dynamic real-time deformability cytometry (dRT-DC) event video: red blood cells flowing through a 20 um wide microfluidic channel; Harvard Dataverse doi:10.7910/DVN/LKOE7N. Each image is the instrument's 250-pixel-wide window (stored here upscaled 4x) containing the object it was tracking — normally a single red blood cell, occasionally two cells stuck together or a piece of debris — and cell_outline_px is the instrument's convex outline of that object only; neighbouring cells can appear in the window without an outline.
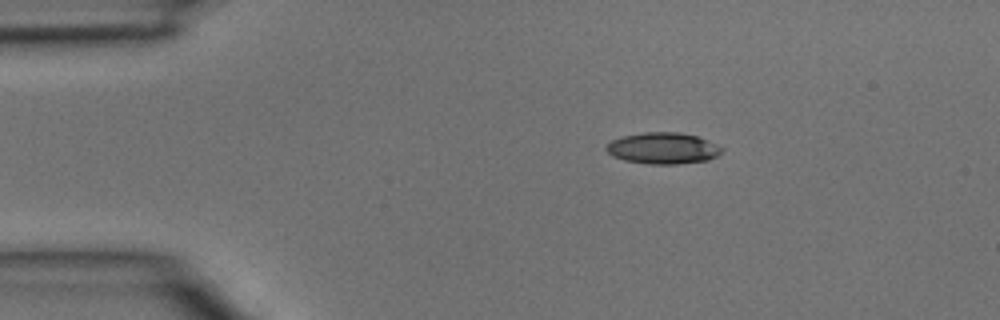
{"species": "common noctule bat (a hibernating species)", "species_latin": "Nyctalus noctula", "temperature_condition": "room temperature", "stored_images_in_passage": 2, "camera_frame_rate_fps": 3000, "um_per_image_px": 0.085, "animal": {"sex": "male", "body_mass_g": 15.6}, "frame": {"image": 1, "passage_image": 1, "time_ms": 0.0, "image_size_px": [1000, 320], "cell_outline_px": [[724, 152], [708, 160], [676, 164], [648, 164], [624, 160], [612, 156], [604, 148], [612, 140], [620, 136], [644, 132], [680, 132], [696, 136], [716, 144], [724, 148]], "centroid_in_image_um": [56.34, 12.6], "position_along_channel_um": 28.7, "area_um2": 21.21}}